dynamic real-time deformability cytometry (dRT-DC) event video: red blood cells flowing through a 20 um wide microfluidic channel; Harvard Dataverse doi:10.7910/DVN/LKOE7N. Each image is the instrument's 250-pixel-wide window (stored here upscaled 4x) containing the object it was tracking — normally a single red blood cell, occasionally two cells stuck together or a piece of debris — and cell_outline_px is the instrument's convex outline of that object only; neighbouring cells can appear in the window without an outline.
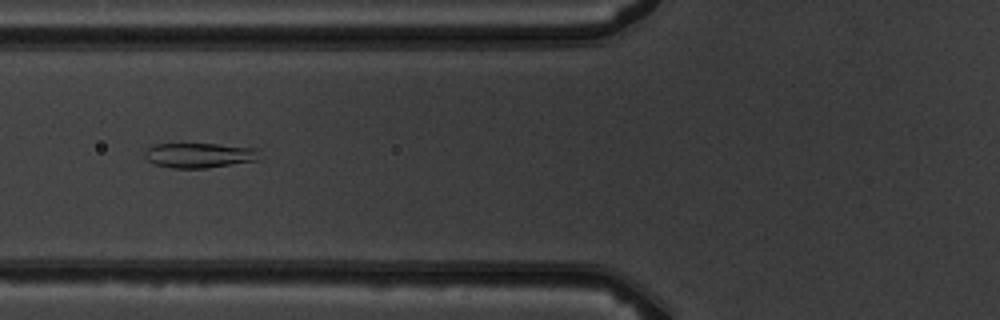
{"species": "common noctule bat (a hibernating species)", "species_latin": "Nyctalus noctula", "temperature_condition": "warm", "stored_images_in_passage": 5, "camera_frame_rate_fps": 3000, "um_per_image_px": 0.085, "animal": {"sex": "male", "body_mass_g": 19.5, "forearm_length_mm": 54.6}, "frame": {"image": 1, "passage_image": 5, "time_ms": 5.333, "image_size_px": [1000, 320], "cell_outline_px": [[260, 160], [204, 168], [172, 168], [156, 164], [148, 160], [144, 156], [144, 152], [148, 148], [156, 144], [216, 144], [260, 148]], "centroid_in_image_um": [17.01, 13.19], "position_along_channel_um": 108.8, "area_um2": 16.7}}